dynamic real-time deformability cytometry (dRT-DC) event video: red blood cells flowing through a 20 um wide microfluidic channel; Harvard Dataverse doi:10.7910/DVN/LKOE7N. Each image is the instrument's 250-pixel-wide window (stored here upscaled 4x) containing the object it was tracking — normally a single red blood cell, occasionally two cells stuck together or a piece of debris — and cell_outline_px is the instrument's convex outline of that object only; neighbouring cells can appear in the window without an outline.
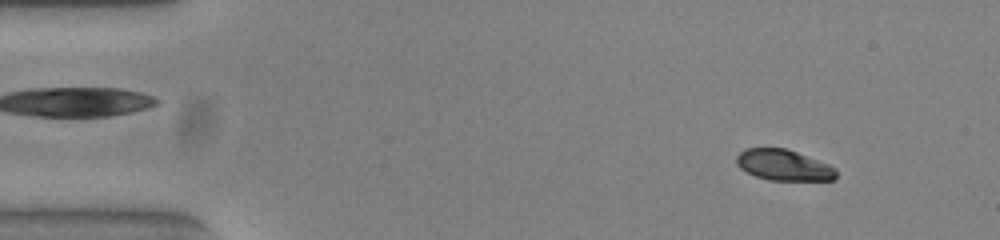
{"species": "common noctule bat (a hibernating species)", "species_latin": "Nyctalus noctula", "temperature_condition": "warm", "stored_images_in_passage": 52, "camera_frame_rate_fps": 3000, "um_per_image_px": 0.085, "animal": {"sex": "female", "body_mass_g": 23.0, "forearm_length_mm": 53.4}, "frame": {"image": 1, "passage_image": 5, "time_ms": 1.333, "image_size_px": [1000, 240], "cell_outline_px": [[836, 176], [832, 180], [768, 180], [756, 176], [740, 168], [736, 164], [736, 156], [744, 148], [784, 148], [796, 152], [828, 164], [836, 168]], "centroid_in_image_um": [66.58, 14.03], "position_along_channel_um": 18.4, "area_um2": 17.8}}
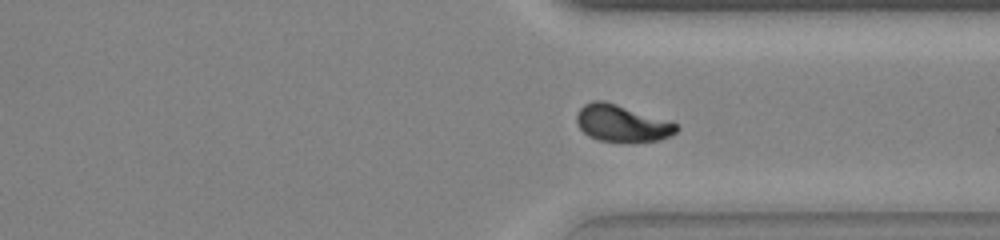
{"frame": {"image": 2, "passage_image": 39, "time_ms": 12.667, "image_size_px": [1000, 240], "cell_outline_px": [[680, 128], [676, 132], [660, 140], [600, 140], [588, 136], [580, 128], [576, 120], [576, 116], [580, 108], [584, 104], [592, 100], [604, 100], [672, 120]], "centroid_in_image_um": [52.88, 10.43], "position_along_channel_um": 358.5, "area_um2": 21.27}}
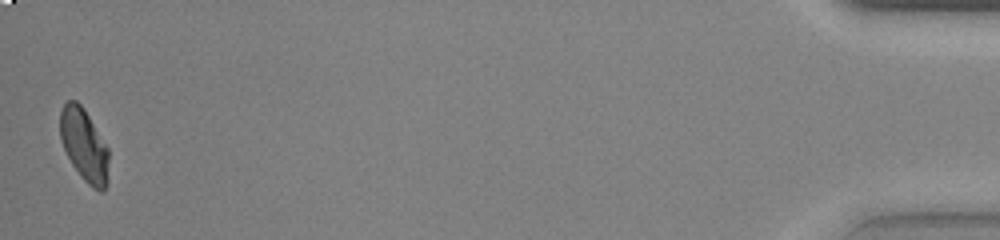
{"frame": {"image": 3, "passage_image": 52, "time_ms": 17.0, "image_size_px": [1000, 240], "cell_outline_px": [[108, 180], [104, 188], [100, 192], [92, 188], [80, 176], [72, 164], [60, 140], [60, 112], [64, 104], [68, 100], [76, 100], [84, 108], [108, 148]], "centroid_in_image_um": [7.15, 12.33], "position_along_channel_um": 428.1, "area_um2": 20.52}, "authors_computed_cell_mechanics": {"area_um2": 21.1548, "velocity_mm_per_s": 3.8447, "shape_relaxation_time_tau1_ms": 3.7219, "shape_relaxation_time_tau2_ms": null, "deformation_change_tau1": 0.1598, "deformation_change_tau2": null}}